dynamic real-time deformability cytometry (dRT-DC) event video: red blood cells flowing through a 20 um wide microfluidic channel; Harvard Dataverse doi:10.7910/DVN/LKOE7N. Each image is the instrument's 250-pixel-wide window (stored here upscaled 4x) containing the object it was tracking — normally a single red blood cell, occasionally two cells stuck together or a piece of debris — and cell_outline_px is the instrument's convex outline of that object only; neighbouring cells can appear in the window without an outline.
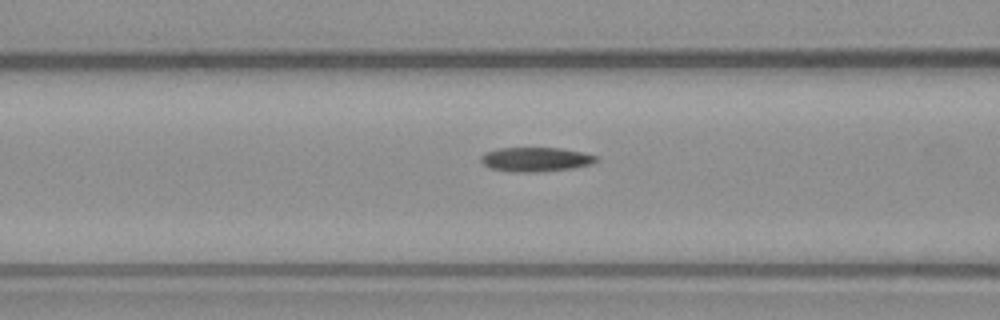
{"species": "common noctule bat (a hibernating species)", "species_latin": "Nyctalus noctula", "temperature_condition": "warm", "stored_images_in_passage": 10, "camera_frame_rate_fps": 3000, "um_per_image_px": 0.085, "animal": {"sex": "male", "body_mass_g": 23.1, "forearm_length_mm": 52.7}, "frame": {"image": 1, "passage_image": 9, "time_ms": 2.667, "image_size_px": [1000, 320], "cell_outline_px": [[600, 156], [592, 164], [572, 168], [540, 172], [508, 172], [488, 168], [480, 160], [480, 156], [484, 152], [496, 148], [560, 148], [584, 152]], "centroid_in_image_um": [45.51, 13.55], "position_along_channel_um": 121.1, "area_um2": 16.65}}